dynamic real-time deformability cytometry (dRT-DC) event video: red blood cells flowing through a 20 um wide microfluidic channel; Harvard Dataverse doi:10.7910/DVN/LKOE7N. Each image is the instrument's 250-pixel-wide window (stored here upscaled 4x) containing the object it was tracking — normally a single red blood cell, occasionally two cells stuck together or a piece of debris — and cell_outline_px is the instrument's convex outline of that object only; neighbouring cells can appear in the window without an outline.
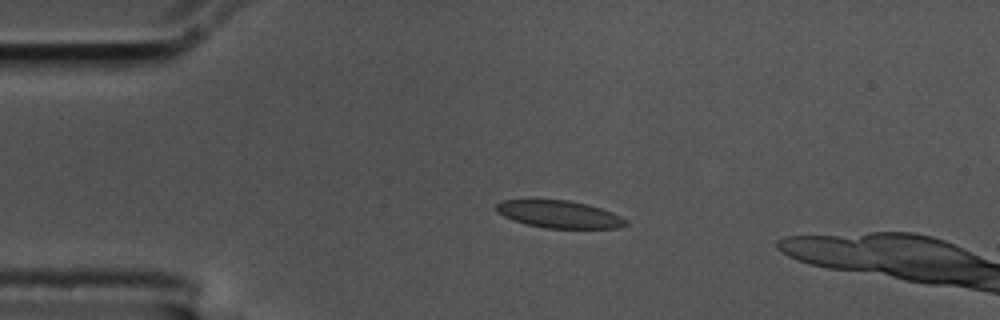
{"species": "common noctule bat (a hibernating species)", "species_latin": "Nyctalus noctula", "temperature_condition": "cold", "stored_images_in_passage": 3, "camera_frame_rate_fps": 3000, "um_per_image_px": 0.085, "animal": {"sex": "male", "body_mass_g": 17.5, "forearm_length_mm": 52.3}, "frame": {"image": 1, "passage_image": 2, "time_ms": 0.333, "image_size_px": [1000, 320], "cell_outline_px": [[628, 224], [620, 228], [544, 228], [512, 220], [496, 212], [496, 204], [500, 200], [568, 200], [588, 204], [612, 212], [628, 220]], "centroid_in_image_um": [47.54, 18.21], "position_along_channel_um": 37.5, "area_um2": 20.69}}